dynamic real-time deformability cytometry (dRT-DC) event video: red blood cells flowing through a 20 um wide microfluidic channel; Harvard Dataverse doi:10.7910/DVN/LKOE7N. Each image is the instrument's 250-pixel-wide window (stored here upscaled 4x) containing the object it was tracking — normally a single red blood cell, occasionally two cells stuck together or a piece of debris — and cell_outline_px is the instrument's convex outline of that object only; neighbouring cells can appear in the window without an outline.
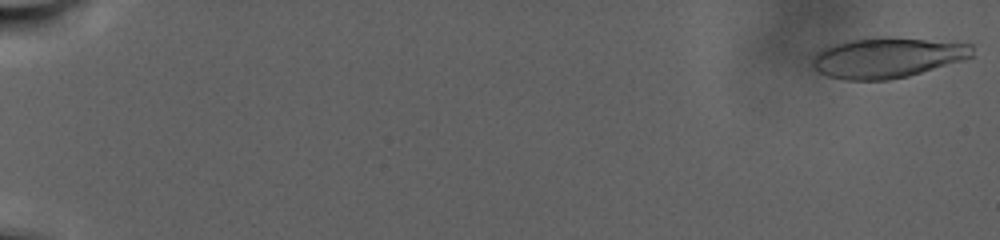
{"species": "human", "species_latin": "Homo sapiens", "temperature_condition": "warm", "stored_images_in_passage": 99, "camera_frame_rate_fps": 3000, "um_per_image_px": 0.085, "donor": {"sex": "male"}, "frame": {"image": 1, "passage_image": 2, "time_ms": 0.333, "image_size_px": [1000, 240], "cell_outline_px": [[972, 56], [964, 60], [908, 76], [888, 80], [844, 80], [828, 76], [820, 72], [812, 64], [812, 60], [824, 48], [832, 44], [848, 40], [876, 36], [972, 44]], "centroid_in_image_um": [75.4, 4.91], "position_along_channel_um": 9.6, "area_um2": 37.17}}
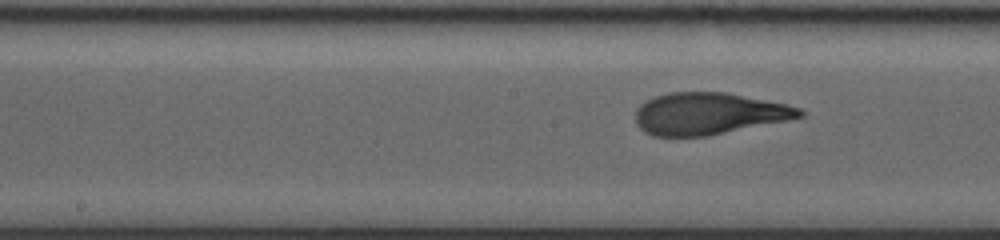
{"frame": {"image": 2, "passage_image": 55, "time_ms": 18.0, "image_size_px": [1000, 240], "cell_outline_px": [[804, 116], [788, 120], [708, 136], [652, 136], [644, 132], [636, 124], [636, 108], [640, 104], [656, 96], [668, 92], [728, 92], [788, 104], [800, 108], [804, 112]], "centroid_in_image_um": [60.25, 9.65], "position_along_channel_um": 188.0, "area_um2": 40.29}}
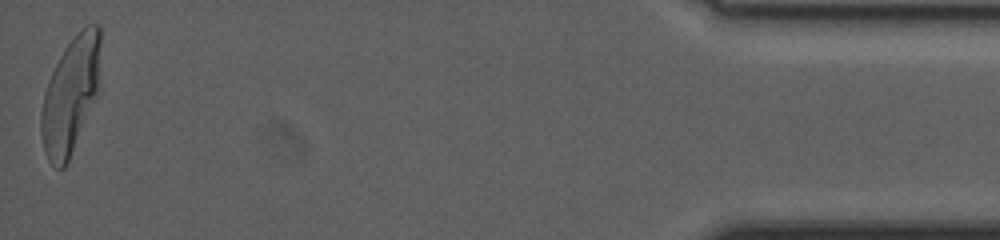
{"frame": {"image": 3, "passage_image": 98, "time_ms": 32.333, "image_size_px": [1000, 240], "cell_outline_px": [[100, 40], [96, 96], [68, 164], [64, 168], [56, 168], [48, 160], [44, 152], [40, 132], [40, 112], [44, 92], [48, 80], [64, 48], [84, 24], [100, 24]], "centroid_in_image_um": [5.96, 8.11], "position_along_channel_um": 429.2, "area_um2": 40.06}, "authors_computed_cell_mechanics": {"area_um2": 39.7664, "velocity_mm_per_s": 2.2128, "shape_relaxation_time_tau1_ms": 8.1384, "shape_relaxation_time_tau2_ms": 1.4218, "deformation_change_tau1": 0.2566, "deformation_change_tau2": 0.0827}}